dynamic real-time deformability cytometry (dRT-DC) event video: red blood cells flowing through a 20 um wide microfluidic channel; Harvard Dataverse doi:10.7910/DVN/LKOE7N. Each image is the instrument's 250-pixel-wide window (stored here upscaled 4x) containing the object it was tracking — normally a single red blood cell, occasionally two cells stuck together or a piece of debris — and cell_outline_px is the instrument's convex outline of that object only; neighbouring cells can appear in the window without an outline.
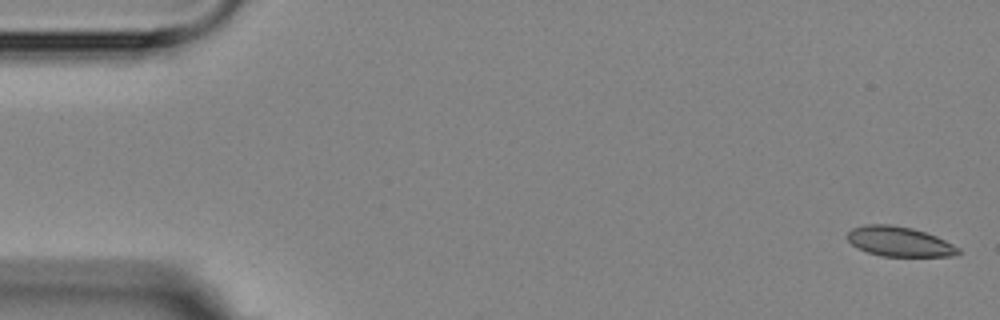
{"species": "Egyptian fruit bat (a non-hibernating species)", "species_latin": "Rousettus aegyptiacus", "temperature_condition": "room temperature", "stored_images_in_passage": 6, "camera_frame_rate_fps": 3000, "um_per_image_px": 0.085, "animal": {"sex": "female"}, "frame": {"image": 1, "passage_image": 1, "time_ms": 0.0, "image_size_px": [1000, 320], "cell_outline_px": [[960, 252], [952, 256], [884, 256], [868, 252], [852, 244], [848, 240], [848, 232], [852, 228], [864, 224], [888, 224], [912, 228], [936, 236], [960, 248]], "centroid_in_image_um": [76.44, 20.52], "position_along_channel_um": 8.6, "area_um2": 19.02}}
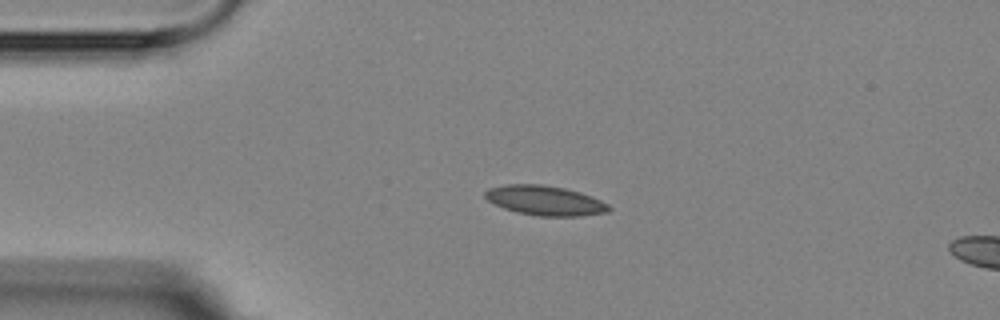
{"frame": {"image": 2, "passage_image": 4, "time_ms": 3.667, "image_size_px": [1000, 320], "cell_outline_px": [[612, 208], [608, 212], [580, 216], [536, 216], [516, 212], [504, 208], [488, 200], [484, 196], [484, 192], [488, 188], [504, 184], [544, 184], [564, 188], [580, 192], [592, 196], [608, 204]], "centroid_in_image_um": [46.32, 17.04], "position_along_channel_um": 38.7, "area_um2": 21.56}}
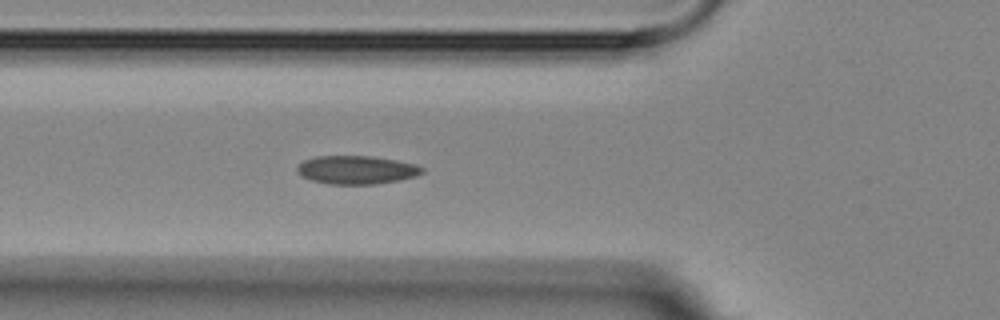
{"frame": {"image": 3, "passage_image": 6, "time_ms": 6.0, "image_size_px": [1000, 320], "cell_outline_px": [[424, 172], [416, 176], [376, 184], [328, 184], [312, 180], [300, 176], [296, 172], [296, 168], [304, 160], [316, 156], [372, 156], [396, 160], [416, 164], [424, 168]], "centroid_in_image_um": [30.29, 14.43], "position_along_channel_um": 95.5, "area_um2": 20.69}}